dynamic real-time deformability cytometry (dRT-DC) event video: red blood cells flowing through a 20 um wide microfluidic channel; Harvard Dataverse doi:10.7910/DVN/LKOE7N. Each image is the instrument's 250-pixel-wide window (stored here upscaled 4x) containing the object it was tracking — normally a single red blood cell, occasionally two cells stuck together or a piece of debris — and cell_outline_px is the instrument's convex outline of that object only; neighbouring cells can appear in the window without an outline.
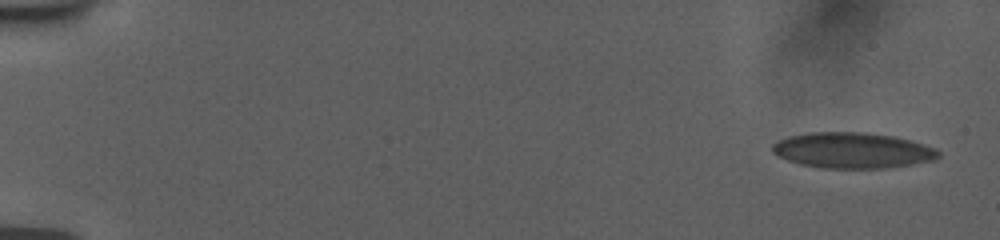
{"species": "human", "species_latin": "Homo sapiens", "temperature_condition": "room temperature", "stored_images_in_passage": 25, "camera_frame_rate_fps": 3000, "um_per_image_px": 0.085, "donor": {"sex": "female"}, "frame": {"image": 1, "passage_image": 1, "time_ms": 0.0, "image_size_px": [1000, 240], "cell_outline_px": [[936, 156], [924, 160], [904, 164], [876, 168], [832, 168], [804, 164], [780, 156], [772, 148], [780, 140], [796, 136], [828, 132], [844, 132], [884, 136], [904, 140], [932, 148], [936, 152]], "centroid_in_image_um": [72.37, 12.79], "position_along_channel_um": 12.6, "area_um2": 31.56}}
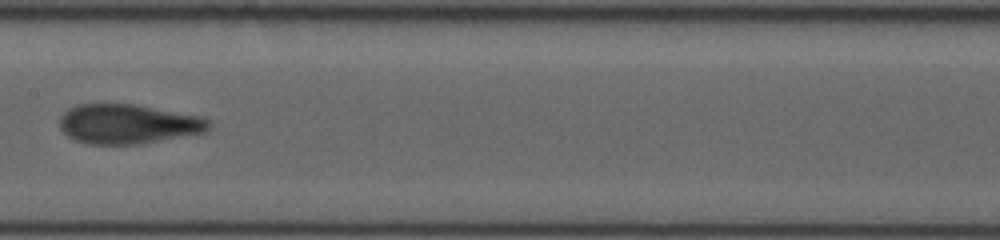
{"frame": {"image": 2, "passage_image": 15, "time_ms": 9.333, "image_size_px": [1000, 240], "cell_outline_px": [[208, 128], [204, 132], [140, 144], [92, 144], [76, 140], [68, 136], [60, 128], [60, 116], [68, 108], [80, 104], [136, 104], [196, 116], [208, 120]], "centroid_in_image_um": [10.81, 10.54], "position_along_channel_um": 196.6, "area_um2": 33.87}}
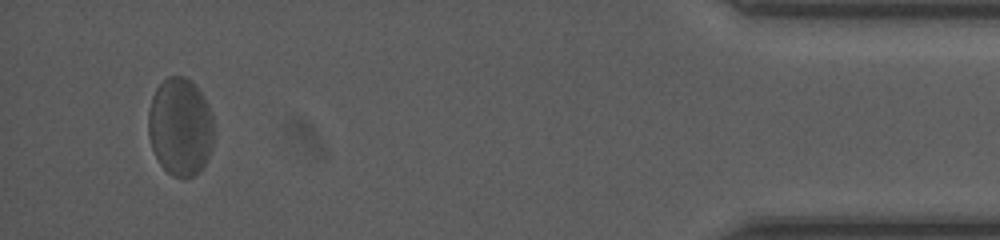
{"frame": {"image": 3, "passage_image": 25, "time_ms": 17.0, "image_size_px": [1000, 240], "cell_outline_px": [[212, 148], [204, 164], [192, 176], [184, 180], [172, 176], [160, 164], [152, 148], [148, 132], [148, 112], [152, 96], [156, 88], [168, 76], [184, 76], [200, 92], [212, 116]], "centroid_in_image_um": [15.29, 10.81], "position_along_channel_um": 419.9, "area_um2": 36.99}, "authors_computed_cell_mechanics": {"area_um2": 32.946, "velocity_mm_per_s": 3.7081, "shape_relaxation_time_tau1_ms": 4.9937, "shape_relaxation_time_tau2_ms": 0.1636, "deformation_change_tau1": 0.1144, "deformation_change_tau2": 0.0315}}